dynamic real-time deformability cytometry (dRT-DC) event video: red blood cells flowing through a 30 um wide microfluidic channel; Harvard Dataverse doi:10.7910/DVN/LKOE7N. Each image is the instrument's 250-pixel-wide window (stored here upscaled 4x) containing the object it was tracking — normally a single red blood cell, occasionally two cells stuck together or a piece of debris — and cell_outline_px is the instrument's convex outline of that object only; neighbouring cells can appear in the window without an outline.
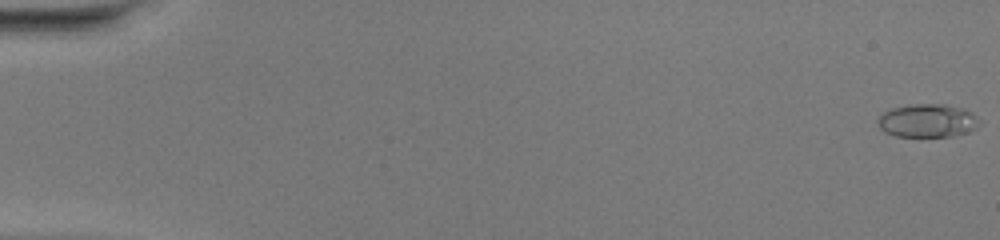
{"species": "common noctule bat (a hibernating species)", "species_latin": "Nyctalus noctula", "temperature_condition": "warm", "stored_images_in_passage": 17, "camera_frame_rate_fps": 3000, "um_per_image_px": 0.085, "animal": {"sex": "female", "body_mass_g": 20.0, "forearm_length_mm": 54.0}, "frame": {"image": 1, "passage_image": 1, "time_ms": 0.0, "image_size_px": [1000, 240], "cell_outline_px": [[984, 124], [968, 132], [956, 136], [896, 136], [884, 132], [880, 128], [876, 120], [884, 112], [892, 108], [916, 104], [944, 104], [964, 108], [972, 112]], "centroid_in_image_um": [78.9, 10.26], "position_along_channel_um": 6.1, "area_um2": 19.94}}
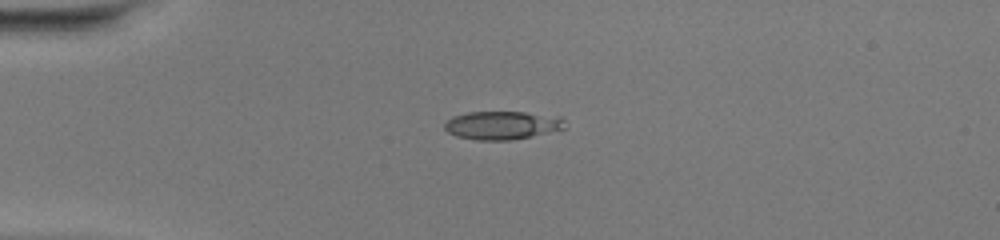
{"frame": {"image": 2, "passage_image": 14, "time_ms": 4.333, "image_size_px": [1000, 240], "cell_outline_px": [[564, 128], [532, 136], [512, 140], [476, 140], [456, 136], [448, 132], [444, 128], [444, 120], [452, 116], [468, 112], [524, 112], [560, 116], [564, 120]], "centroid_in_image_um": [42.63, 10.64], "position_along_channel_um": 42.4, "area_um2": 19.94}}